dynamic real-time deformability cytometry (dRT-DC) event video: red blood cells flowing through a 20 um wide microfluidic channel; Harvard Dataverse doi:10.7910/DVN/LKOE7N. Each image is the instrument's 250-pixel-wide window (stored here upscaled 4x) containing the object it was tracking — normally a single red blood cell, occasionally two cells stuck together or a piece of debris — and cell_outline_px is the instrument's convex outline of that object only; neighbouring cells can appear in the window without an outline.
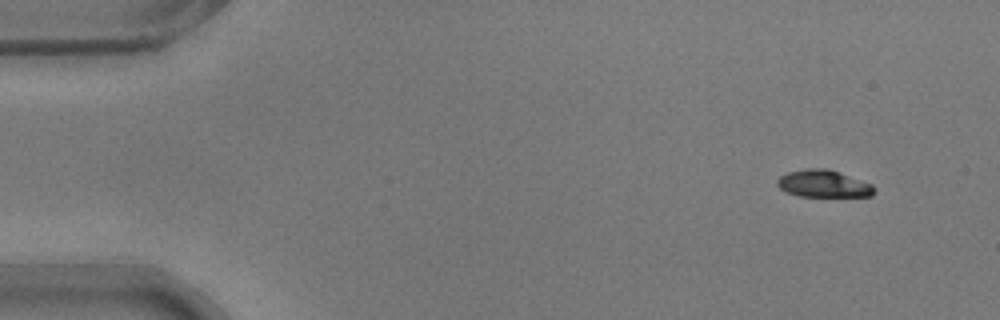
{"species": "common noctule bat (a hibernating species)", "species_latin": "Nyctalus noctula", "temperature_condition": "warm", "stored_images_in_passage": 51, "camera_frame_rate_fps": 3000, "um_per_image_px": 0.085, "animal": {"sex": "male", "body_mass_g": 17.9}, "frame": {"image": 1, "passage_image": 1, "time_ms": 0.0, "image_size_px": [1000, 320], "cell_outline_px": [[876, 188], [872, 196], [800, 196], [784, 192], [776, 184], [776, 180], [780, 176], [788, 172], [808, 168], [828, 168], [840, 172], [872, 184]], "centroid_in_image_um": [69.98, 15.61], "position_along_channel_um": 15.0, "area_um2": 15.49}}
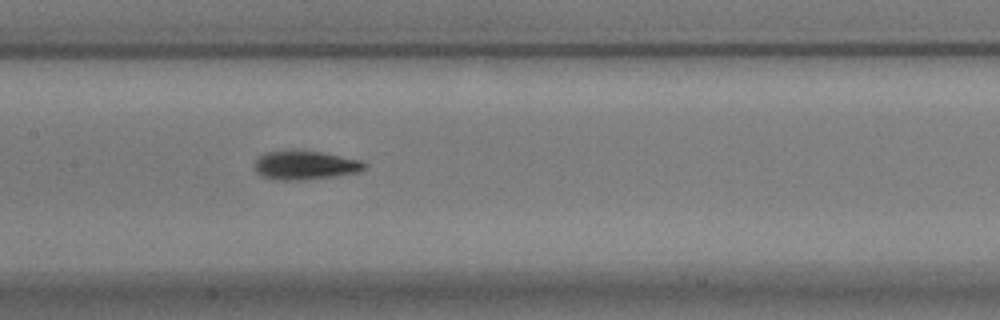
{"frame": {"image": 2, "passage_image": 23, "time_ms": 7.333, "image_size_px": [1000, 320], "cell_outline_px": [[368, 168], [360, 172], [340, 176], [304, 180], [272, 180], [260, 176], [256, 172], [252, 164], [264, 152], [288, 148], [292, 148], [320, 152], [360, 160], [368, 164]], "centroid_in_image_um": [25.9, 14.03], "position_along_channel_um": 181.5, "area_um2": 19.42}}
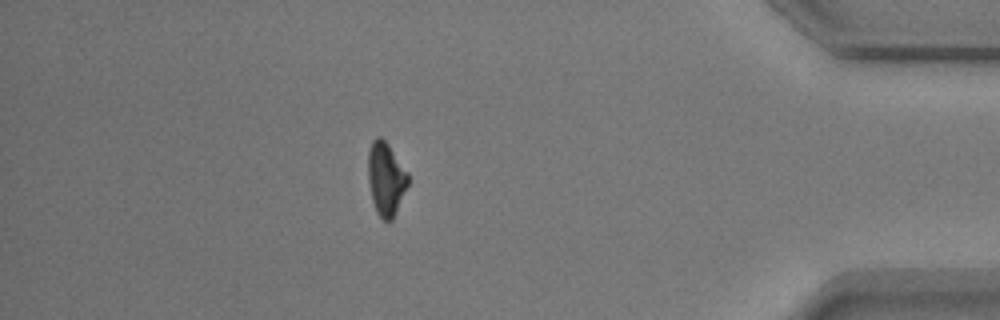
{"frame": {"image": 3, "passage_image": 44, "time_ms": 14.333, "image_size_px": [1000, 320], "cell_outline_px": [[408, 184], [396, 212], [392, 220], [384, 220], [376, 212], [372, 200], [368, 180], [368, 152], [372, 140], [376, 136], [380, 136], [388, 144], [408, 172]], "centroid_in_image_um": [32.79, 15.17], "position_along_channel_um": 402.4, "area_um2": 16.99}, "authors_computed_cell_mechanics": {"area_um2": 17.34, "velocity_mm_per_s": 3.7499, "shape_relaxation_time_tau1_ms": 3.9228, "shape_relaxation_time_tau2_ms": 1.8844, "deformation_change_tau1": 0.1507, "deformation_change_tau2": 0.0791}}